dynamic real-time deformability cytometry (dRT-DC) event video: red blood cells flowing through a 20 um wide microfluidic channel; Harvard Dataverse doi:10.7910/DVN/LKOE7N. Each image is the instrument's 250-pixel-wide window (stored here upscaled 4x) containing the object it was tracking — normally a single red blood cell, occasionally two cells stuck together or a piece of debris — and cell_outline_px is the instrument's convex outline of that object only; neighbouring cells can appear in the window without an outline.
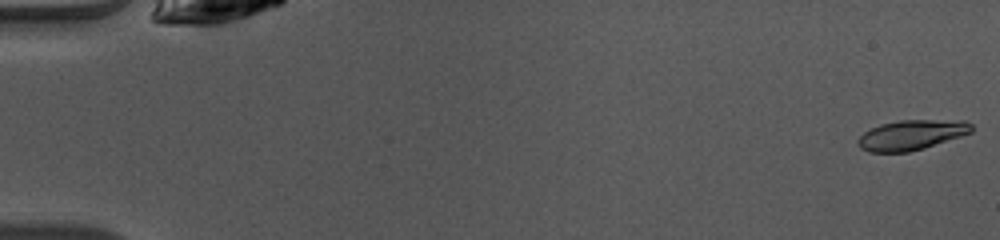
{"species": "common noctule bat (a hibernating species)", "species_latin": "Nyctalus noctula", "temperature_condition": "warm", "stored_images_in_passage": 49, "camera_frame_rate_fps": 3000, "um_per_image_px": 0.085, "animal": {"sex": "female", "body_mass_g": 10.0, "forearm_length_mm": 53.1}, "frame": {"image": 1, "passage_image": 1, "time_ms": 0.0, "image_size_px": [1000, 240], "cell_outline_px": [[972, 132], [924, 148], [908, 152], [868, 152], [860, 148], [856, 144], [856, 140], [864, 132], [880, 124], [900, 120], [964, 120], [972, 124]], "centroid_in_image_um": [77.45, 11.47], "position_along_channel_um": 7.6, "area_um2": 19.88}}
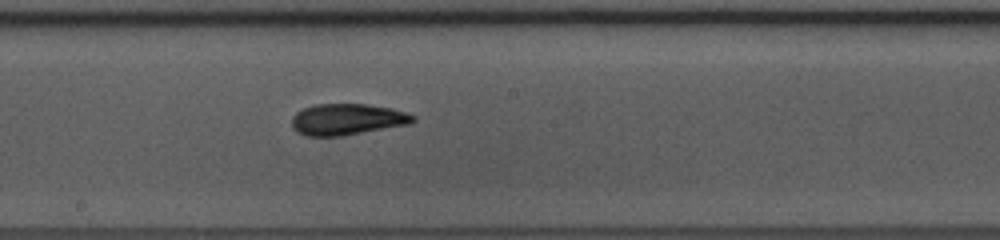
{"frame": {"image": 2, "passage_image": 27, "time_ms": 8.667, "image_size_px": [1000, 240], "cell_outline_px": [[416, 120], [412, 124], [344, 136], [304, 136], [296, 132], [292, 128], [292, 116], [296, 112], [304, 108], [316, 104], [364, 104], [392, 108], [416, 116]], "centroid_in_image_um": [29.52, 10.16], "position_along_channel_um": 218.7, "area_um2": 22.43}}
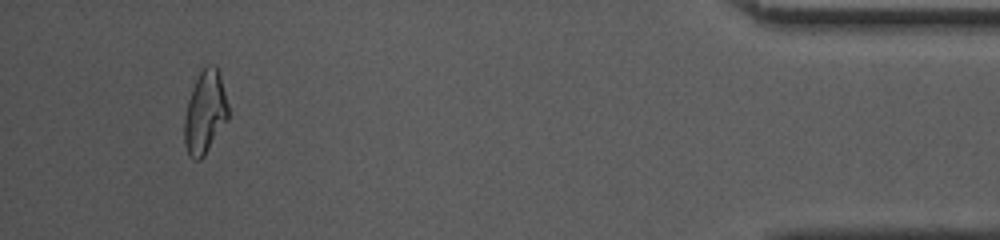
{"frame": {"image": 3, "passage_image": 46, "time_ms": 15.0, "image_size_px": [1000, 240], "cell_outline_px": [[228, 120], [204, 156], [200, 160], [192, 160], [188, 156], [184, 144], [184, 120], [188, 100], [192, 88], [204, 64], [216, 64], [220, 76], [228, 104]], "centroid_in_image_um": [17.42, 9.57], "position_along_channel_um": 417.8, "area_um2": 21.39}, "authors_computed_cell_mechanics": {"area_um2": 21.1548, "velocity_mm_per_s": 4.1182, "shape_relaxation_time_tau1_ms": null, "shape_relaxation_time_tau2_ms": 3.9425, "deformation_change_tau1": null, "deformation_change_tau2": 0.0774}}